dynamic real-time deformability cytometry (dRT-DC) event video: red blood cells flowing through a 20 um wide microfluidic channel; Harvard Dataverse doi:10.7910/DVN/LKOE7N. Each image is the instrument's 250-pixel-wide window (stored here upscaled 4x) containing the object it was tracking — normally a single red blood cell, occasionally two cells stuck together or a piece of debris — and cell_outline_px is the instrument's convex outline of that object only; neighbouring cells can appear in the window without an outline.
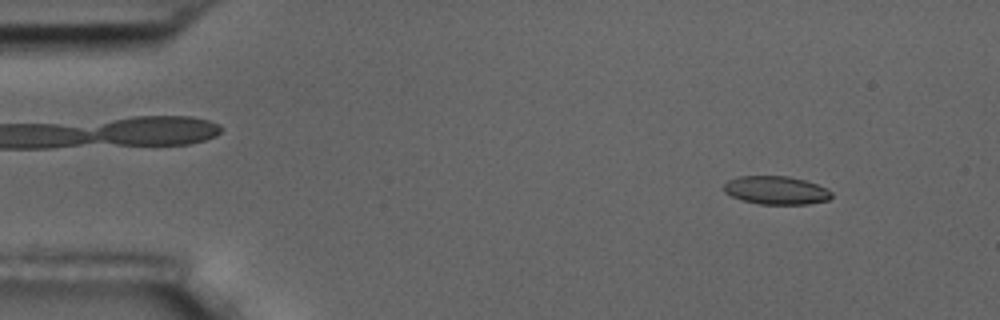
{"species": "common noctule bat (a hibernating species)", "species_latin": "Nyctalus noctula", "temperature_condition": "room temperature", "stored_images_in_passage": 4, "camera_frame_rate_fps": 3000, "um_per_image_px": 0.085, "animal": {"sex": "male", "body_mass_g": 17.5, "forearm_length_mm": 52.3}, "frame": {"image": 1, "passage_image": 1, "time_ms": 0.0, "image_size_px": [1000, 320], "cell_outline_px": [[832, 196], [828, 200], [808, 204], [760, 204], [744, 200], [732, 196], [724, 192], [724, 184], [728, 180], [740, 176], [788, 176], [804, 180], [828, 188], [832, 192]], "centroid_in_image_um": [65.99, 16.17], "position_along_channel_um": 19.0, "area_um2": 17.69}}
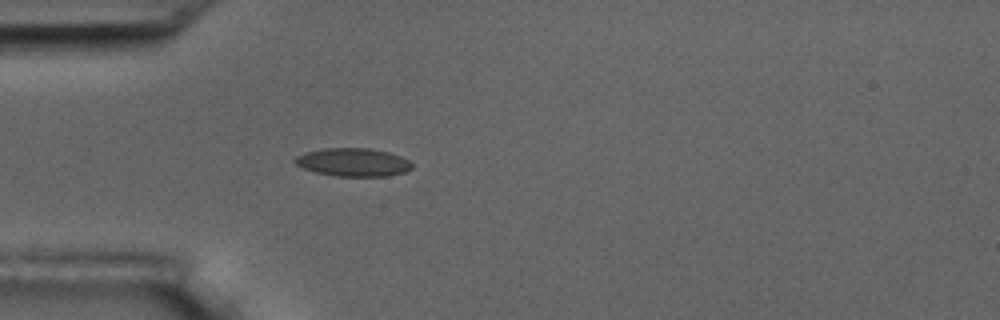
{"frame": {"image": 2, "passage_image": 4, "time_ms": 3.333, "image_size_px": [1000, 320], "cell_outline_px": [[412, 168], [404, 172], [388, 176], [336, 176], [316, 172], [304, 168], [296, 164], [292, 160], [296, 156], [304, 152], [324, 148], [368, 148], [388, 152], [400, 156], [408, 160], [412, 164]], "centroid_in_image_um": [29.99, 13.78], "position_along_channel_um": 55.0, "area_um2": 19.19}}